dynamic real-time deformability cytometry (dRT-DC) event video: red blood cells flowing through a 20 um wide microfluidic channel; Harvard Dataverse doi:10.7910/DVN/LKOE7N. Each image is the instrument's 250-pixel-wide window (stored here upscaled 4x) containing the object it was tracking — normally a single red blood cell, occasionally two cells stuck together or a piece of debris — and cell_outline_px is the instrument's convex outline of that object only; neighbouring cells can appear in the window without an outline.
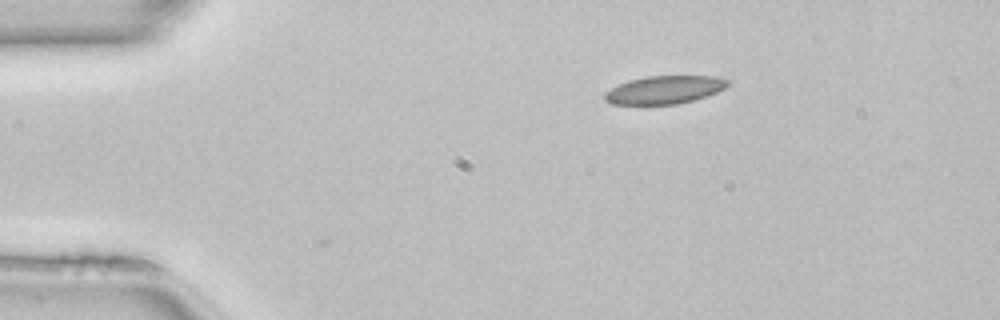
{"species": "common noctule bat (a hibernating species)", "species_latin": "Nyctalus noctula", "temperature_condition": "room temperature", "stored_images_in_passage": 25, "camera_frame_rate_fps": 3000, "um_per_image_px": 0.085, "animal": {"sex": "female", "body_mass_g": 22.7, "forearm_length_mm": 54.2}, "frame": {"image": 1, "passage_image": 1, "time_ms": 0.0, "image_size_px": [1000, 320], "cell_outline_px": [[728, 84], [724, 88], [716, 92], [692, 100], [676, 104], [612, 104], [604, 100], [604, 92], [628, 80], [648, 76], [716, 76], [728, 80]], "centroid_in_image_um": [56.44, 7.63], "position_along_channel_um": 28.6, "area_um2": 19.83}}
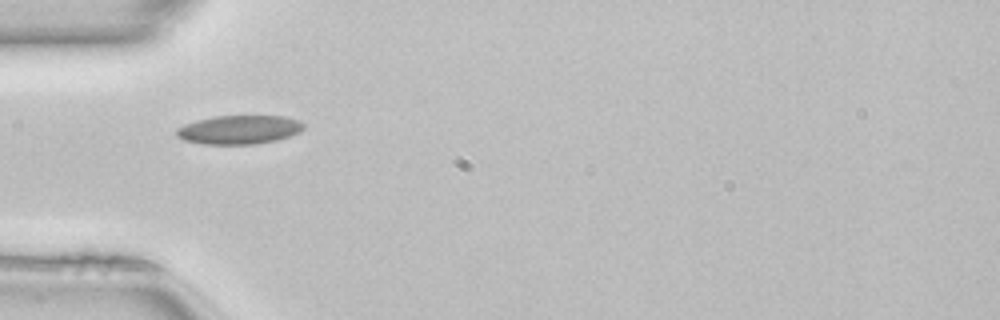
{"frame": {"image": 2, "passage_image": 8, "time_ms": 2.333, "image_size_px": [1000, 320], "cell_outline_px": [[304, 128], [300, 132], [276, 140], [256, 144], [204, 144], [184, 140], [176, 136], [176, 128], [184, 124], [196, 120], [212, 116], [284, 116], [300, 120], [304, 124]], "centroid_in_image_um": [20.32, 11.02], "position_along_channel_um": 64.7, "area_um2": 21.44}}